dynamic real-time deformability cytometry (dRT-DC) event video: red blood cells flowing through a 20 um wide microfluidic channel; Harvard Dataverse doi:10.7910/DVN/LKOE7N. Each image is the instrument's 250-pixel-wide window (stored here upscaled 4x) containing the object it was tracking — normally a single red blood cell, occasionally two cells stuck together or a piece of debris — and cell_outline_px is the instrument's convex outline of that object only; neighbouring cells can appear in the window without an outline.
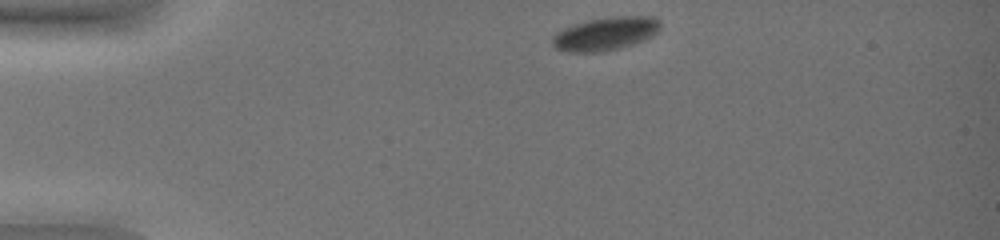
{"species": "common noctule bat (a hibernating species)", "species_latin": "Nyctalus noctula", "temperature_condition": "warm", "stored_images_in_passage": 5, "camera_frame_rate_fps": 3000, "um_per_image_px": 0.085, "animal": {"sex": "female", "body_mass_g": 19.0, "forearm_length_mm": 51.5}, "frame": {"image": 1, "passage_image": 1, "time_ms": 0.0, "image_size_px": [1000, 240], "cell_outline_px": [[660, 28], [656, 32], [644, 40], [620, 48], [600, 52], [568, 52], [556, 48], [552, 44], [552, 36], [556, 32], [572, 24], [588, 20], [616, 16], [656, 16], [660, 20]], "centroid_in_image_um": [51.46, 2.86], "position_along_channel_um": 33.5, "area_um2": 20.98}}
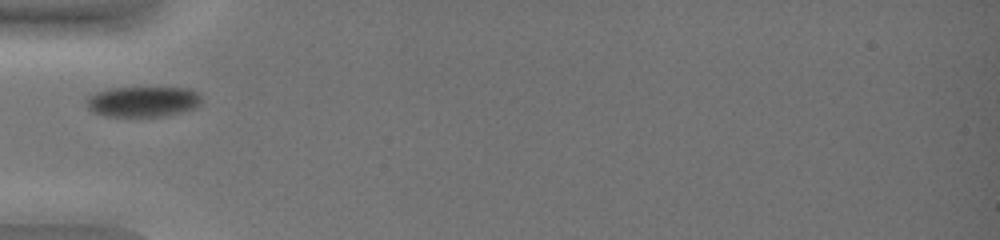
{"frame": {"image": 2, "passage_image": 4, "time_ms": 1.0, "image_size_px": [1000, 240], "cell_outline_px": [[200, 104], [196, 108], [164, 116], [108, 116], [92, 112], [88, 108], [88, 96], [96, 92], [108, 88], [188, 88], [196, 92], [200, 96]], "centroid_in_image_um": [12.14, 8.63], "position_along_channel_um": 72.9, "area_um2": 20.23}}